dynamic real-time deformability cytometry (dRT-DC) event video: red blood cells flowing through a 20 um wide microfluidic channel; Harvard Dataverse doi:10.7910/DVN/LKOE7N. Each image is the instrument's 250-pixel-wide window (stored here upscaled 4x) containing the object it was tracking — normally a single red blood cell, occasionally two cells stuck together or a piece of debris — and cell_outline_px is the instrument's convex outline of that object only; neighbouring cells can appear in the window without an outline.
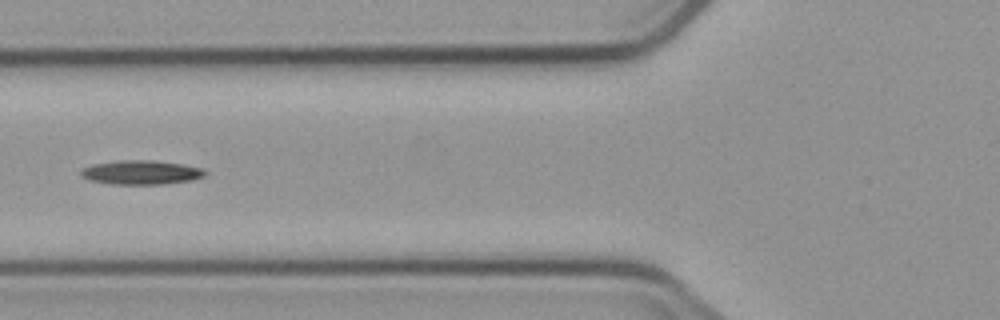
{"species": "common noctule bat (a hibernating species)", "species_latin": "Nyctalus noctula", "temperature_condition": "cold", "stored_images_in_passage": 4, "camera_frame_rate_fps": 3000, "um_per_image_px": 0.085, "animal": {"sex": "male", "body_mass_g": 23.1, "forearm_length_mm": 52.7}, "frame": {"image": 1, "passage_image": 4, "time_ms": 3.333, "image_size_px": [1000, 320], "cell_outline_px": [[208, 172], [204, 176], [192, 180], [160, 184], [112, 184], [92, 180], [80, 176], [80, 172], [84, 168], [92, 164], [116, 160], [152, 160], [180, 164], [200, 168]], "centroid_in_image_um": [11.98, 14.65], "position_along_channel_um": 113.8, "area_um2": 17.28}}